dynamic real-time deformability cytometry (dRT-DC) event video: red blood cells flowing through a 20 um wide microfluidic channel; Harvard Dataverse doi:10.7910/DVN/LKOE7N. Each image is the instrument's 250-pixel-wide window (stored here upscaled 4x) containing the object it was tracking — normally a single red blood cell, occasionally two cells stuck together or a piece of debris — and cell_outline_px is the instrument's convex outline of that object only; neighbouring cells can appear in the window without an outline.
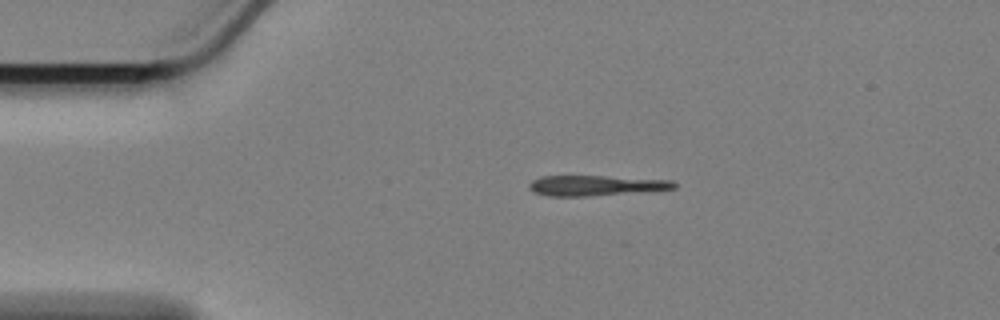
{"species": "Egyptian fruit bat (a non-hibernating species)", "species_latin": "Rousettus aegyptiacus", "temperature_condition": "cold", "stored_images_in_passage": 47, "camera_frame_rate_fps": 3000, "um_per_image_px": 0.085, "animal": {"sex": "female"}, "frame": {"image": 1, "passage_image": 1, "time_ms": 0.0, "image_size_px": [1000, 320], "cell_outline_px": [[676, 188], [588, 196], [548, 196], [532, 192], [528, 188], [528, 184], [532, 180], [540, 176], [604, 176], [672, 180], [676, 184]], "centroid_in_image_um": [50.55, 15.76], "position_along_channel_um": 34.5, "area_um2": 16.99}}
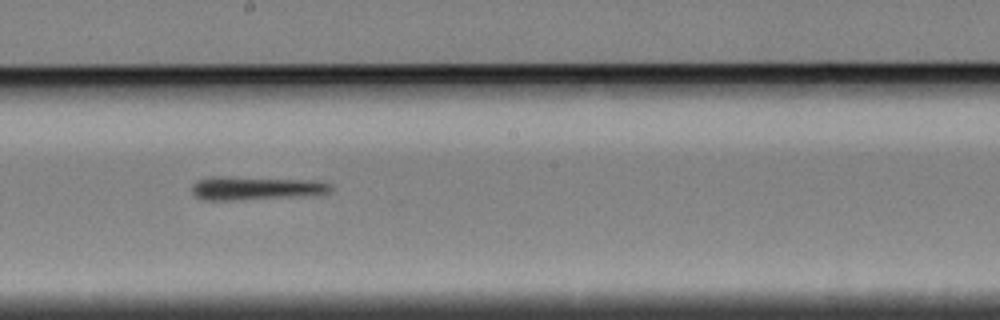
{"frame": {"image": 2, "passage_image": 21, "time_ms": 6.667, "image_size_px": [1000, 320], "cell_outline_px": [[332, 188], [328, 192], [308, 196], [232, 200], [204, 200], [196, 196], [192, 192], [192, 184], [200, 180], [212, 176], [320, 180], [328, 184]], "centroid_in_image_um": [21.75, 15.99], "position_along_channel_um": 226.4, "area_um2": 19.02}}
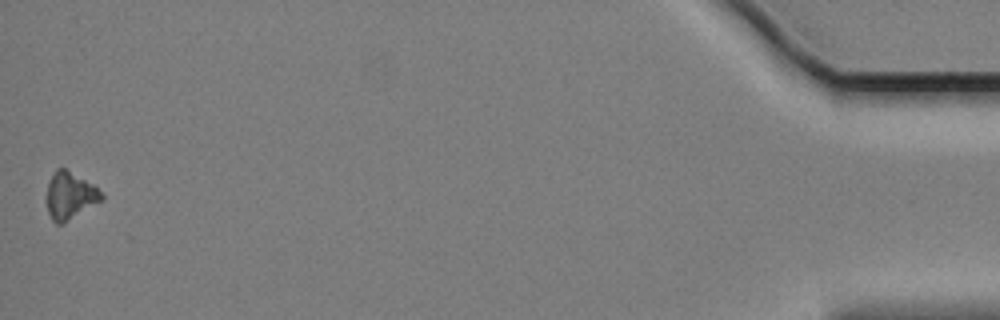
{"frame": {"image": 3, "passage_image": 47, "time_ms": 15.333, "image_size_px": [1000, 320], "cell_outline_px": [[104, 200], [64, 224], [56, 224], [52, 220], [48, 212], [48, 184], [56, 168], [64, 168], [92, 184], [104, 196]], "centroid_in_image_um": [5.97, 16.68], "position_along_channel_um": 429.2, "area_um2": 14.91}, "authors_computed_cell_mechanics": {"area_um2": 17.7446, "velocity_mm_per_s": 3.4098, "shape_relaxation_time_tau1_ms": 6.1911, "shape_relaxation_time_tau2_ms": null, "deformation_change_tau1": 0.1151, "deformation_change_tau2": null}}